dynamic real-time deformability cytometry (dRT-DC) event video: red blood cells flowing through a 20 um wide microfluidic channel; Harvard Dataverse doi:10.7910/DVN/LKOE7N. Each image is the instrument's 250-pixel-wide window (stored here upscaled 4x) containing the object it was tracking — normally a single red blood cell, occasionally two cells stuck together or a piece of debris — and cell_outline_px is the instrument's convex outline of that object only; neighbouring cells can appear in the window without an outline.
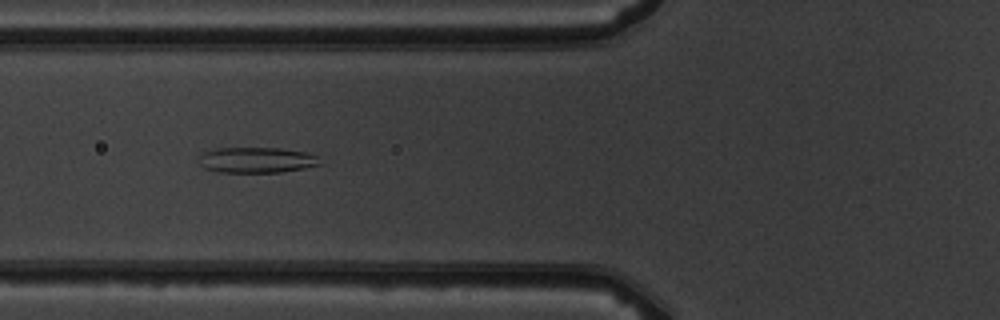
{"species": "common noctule bat (a hibernating species)", "species_latin": "Nyctalus noctula", "temperature_condition": "warm", "stored_images_in_passage": 7, "camera_frame_rate_fps": 3000, "um_per_image_px": 0.085, "animal": {"sex": "male", "body_mass_g": 19.5, "forearm_length_mm": 54.6}, "frame": {"image": 1, "passage_image": 3, "time_ms": 2.333, "image_size_px": [1000, 320], "cell_outline_px": [[320, 164], [304, 168], [280, 172], [220, 172], [204, 168], [200, 164], [200, 152], [216, 148], [280, 148], [304, 152], [316, 156]], "centroid_in_image_um": [21.75, 13.59], "position_along_channel_um": 104.0, "area_um2": 17.92}}
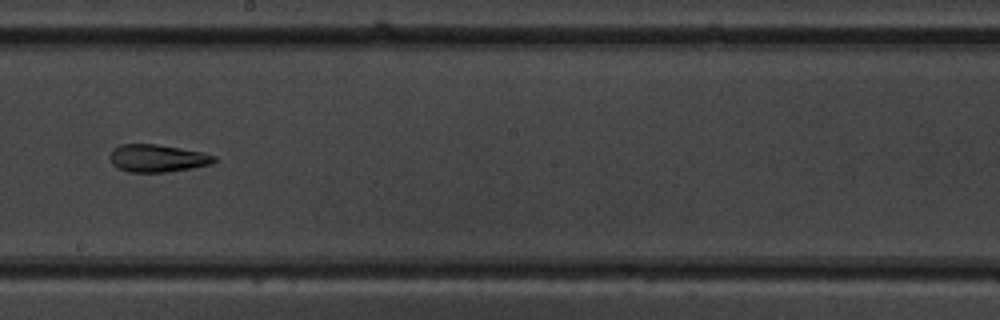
{"frame": {"image": 2, "passage_image": 6, "time_ms": 5.667, "image_size_px": [1000, 320], "cell_outline_px": [[216, 160], [212, 164], [192, 168], [164, 172], [128, 172], [116, 168], [112, 164], [108, 156], [112, 148], [120, 144], [156, 144], [180, 148], [200, 152], [216, 156]], "centroid_in_image_um": [13.32, 13.45], "position_along_channel_um": 234.9, "area_um2": 16.88}}
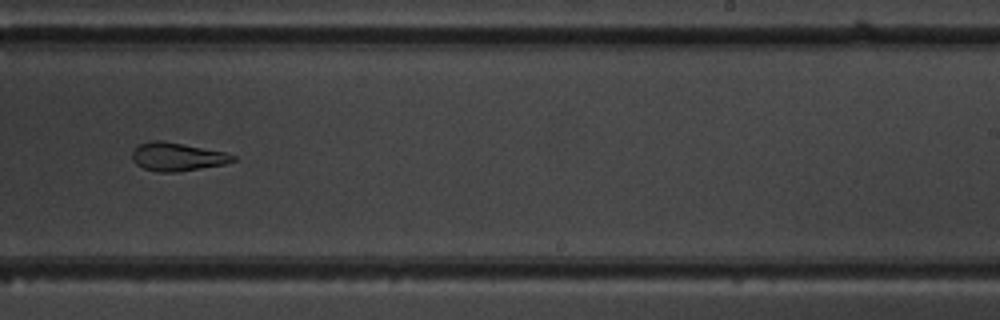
{"frame": {"image": 3, "passage_image": 7, "time_ms": 6.667, "image_size_px": [1000, 320], "cell_outline_px": [[236, 160], [224, 164], [176, 172], [156, 172], [144, 168], [136, 164], [132, 160], [132, 152], [140, 144], [152, 140], [160, 140], [228, 152], [236, 156]], "centroid_in_image_um": [15.08, 13.32], "position_along_channel_um": 273.9, "area_um2": 16.59}}